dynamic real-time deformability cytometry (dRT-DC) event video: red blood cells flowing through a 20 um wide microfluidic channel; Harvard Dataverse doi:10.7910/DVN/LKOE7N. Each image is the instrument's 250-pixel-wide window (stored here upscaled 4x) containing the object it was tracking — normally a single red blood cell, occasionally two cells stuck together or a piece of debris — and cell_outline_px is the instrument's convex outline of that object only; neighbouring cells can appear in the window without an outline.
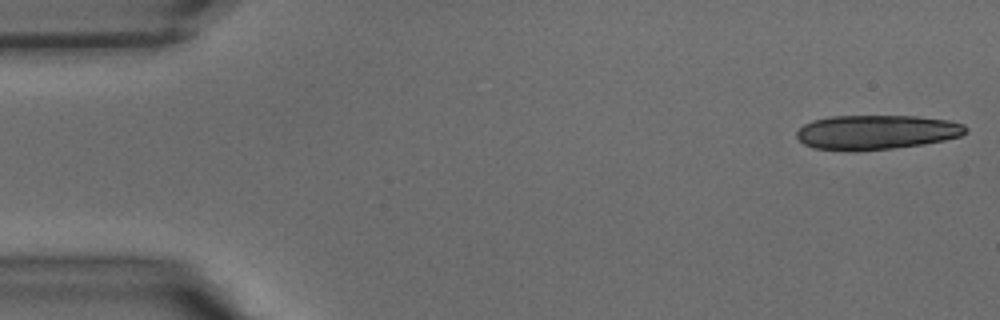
{"species": "common noctule bat (a hibernating species)", "species_latin": "Nyctalus noctula", "temperature_condition": "warm", "stored_images_in_passage": 5, "camera_frame_rate_fps": 3000, "um_per_image_px": 0.085, "animal": {"sex": "male", "body_mass_g": 15.6}, "frame": {"image": 1, "passage_image": 1, "time_ms": 0.0, "image_size_px": [1000, 320], "cell_outline_px": [[968, 132], [960, 136], [944, 140], [924, 144], [892, 148], [856, 152], [848, 152], [812, 148], [804, 144], [796, 136], [796, 132], [804, 124], [812, 120], [832, 116], [916, 116], [948, 120], [964, 124], [968, 128]], "centroid_in_image_um": [74.47, 11.25], "position_along_channel_um": 10.5, "area_um2": 34.39}}